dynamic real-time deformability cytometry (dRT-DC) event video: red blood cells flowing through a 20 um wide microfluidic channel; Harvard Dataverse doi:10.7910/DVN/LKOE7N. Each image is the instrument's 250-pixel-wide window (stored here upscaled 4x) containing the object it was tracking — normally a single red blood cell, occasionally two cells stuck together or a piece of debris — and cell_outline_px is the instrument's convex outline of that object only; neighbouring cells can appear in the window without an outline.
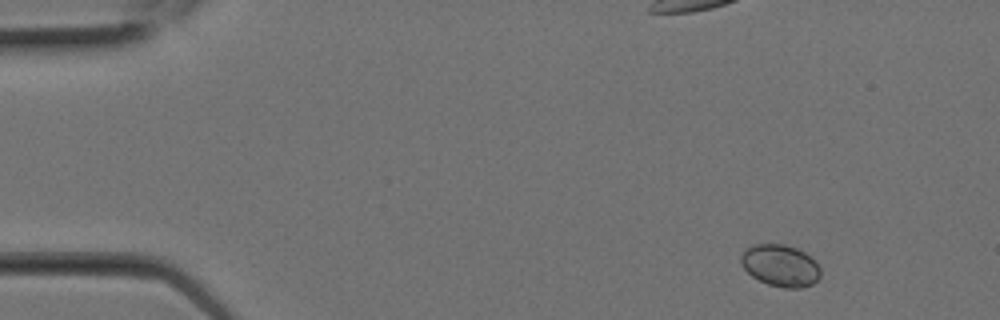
{"species": "Egyptian fruit bat (a non-hibernating species)", "species_latin": "Rousettus aegyptiacus", "temperature_condition": "room temperature", "stored_images_in_passage": 2, "camera_frame_rate_fps": 3000, "um_per_image_px": 0.085, "animal": {"sex": "female"}, "frame": {"image": 1, "passage_image": 1, "time_ms": 0.0, "image_size_px": [1000, 320], "cell_outline_px": [[820, 276], [812, 284], [800, 288], [784, 288], [768, 284], [752, 276], [740, 264], [740, 256], [752, 244], [784, 244], [796, 248], [804, 252], [820, 268]], "centroid_in_image_um": [66.31, 22.57], "position_along_channel_um": 18.7, "area_um2": 19.19}}